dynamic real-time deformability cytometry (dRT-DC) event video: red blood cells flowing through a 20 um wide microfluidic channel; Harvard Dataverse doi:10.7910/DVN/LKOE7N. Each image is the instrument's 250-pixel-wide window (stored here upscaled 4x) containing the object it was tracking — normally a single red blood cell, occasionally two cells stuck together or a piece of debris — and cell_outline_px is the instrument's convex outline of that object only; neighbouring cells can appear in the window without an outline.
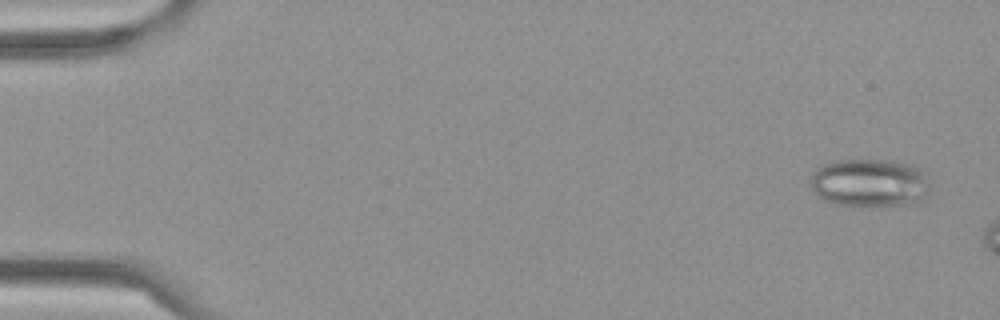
{"species": "Egyptian fruit bat (a non-hibernating species)", "species_latin": "Rousettus aegyptiacus", "temperature_condition": "cold", "stored_images_in_passage": 55, "camera_frame_rate_fps": 3000, "um_per_image_px": 0.085, "frame": {"image": 1, "passage_image": 3, "time_ms": 0.667, "image_size_px": [1000, 320], "cell_outline_px": [[928, 192], [916, 204], [832, 204], [824, 200], [808, 184], [808, 180], [812, 172], [816, 168], [832, 160], [892, 160], [912, 164], [928, 172]], "centroid_in_image_um": [73.92, 15.49], "position_along_channel_um": 11.1, "area_um2": 33.7}}
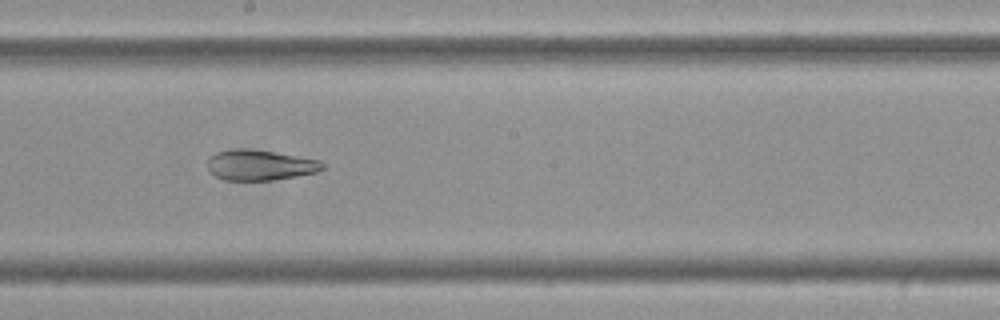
{"frame": {"image": 2, "passage_image": 33, "time_ms": 10.667, "image_size_px": [1000, 320], "cell_outline_px": [[324, 168], [316, 172], [296, 176], [272, 180], [224, 180], [208, 172], [208, 160], [216, 152], [236, 148], [244, 148], [272, 152], [320, 160], [324, 164]], "centroid_in_image_um": [22.07, 14.04], "position_along_channel_um": 226.1, "area_um2": 20.23}}
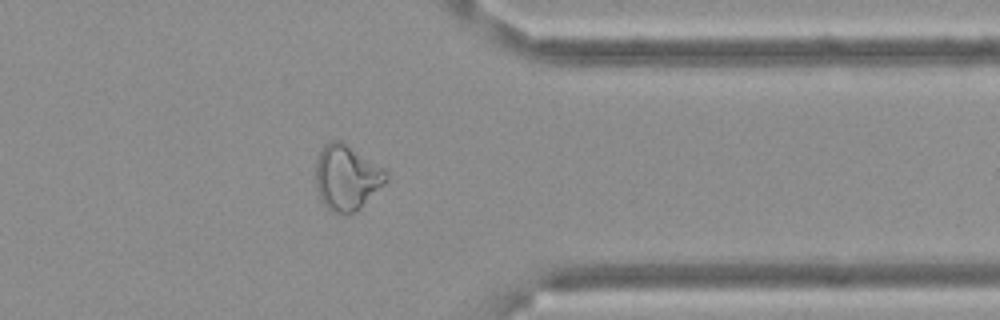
{"frame": {"image": 3, "passage_image": 47, "time_ms": 15.333, "image_size_px": [1000, 320], "cell_outline_px": [[388, 180], [356, 212], [348, 216], [340, 216], [332, 212], [324, 204], [316, 188], [316, 160], [320, 148], [328, 140], [340, 140], [384, 168], [388, 172]], "centroid_in_image_um": [29.46, 15.11], "position_along_channel_um": 381.9, "area_um2": 27.11}, "authors_computed_cell_mechanics": {"area_um2": 27.5706, "velocity_mm_per_s": 3.4954, "shape_relaxation_time_tau1_ms": null, "shape_relaxation_time_tau2_ms": 3.0011, "deformation_change_tau1": null, "deformation_change_tau2": 0.1157}}